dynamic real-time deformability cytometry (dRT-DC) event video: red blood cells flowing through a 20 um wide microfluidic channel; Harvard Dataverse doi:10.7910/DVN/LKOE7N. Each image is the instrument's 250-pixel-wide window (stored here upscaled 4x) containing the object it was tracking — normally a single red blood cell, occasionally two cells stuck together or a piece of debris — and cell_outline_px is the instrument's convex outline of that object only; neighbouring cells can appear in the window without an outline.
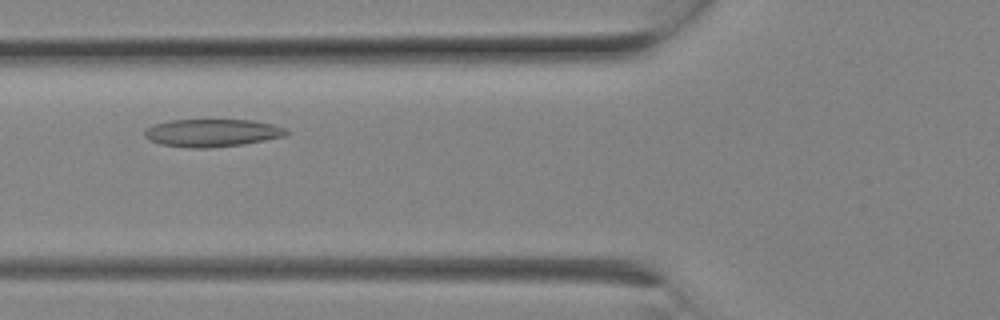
{"species": "Egyptian fruit bat (a non-hibernating species)", "species_latin": "Rousettus aegyptiacus", "temperature_condition": "room temperature", "stored_images_in_passage": 7, "camera_frame_rate_fps": 3000, "um_per_image_px": 0.085, "animal": {"sex": "female"}, "frame": {"image": 1, "passage_image": 6, "time_ms": 1.667, "image_size_px": [1000, 320], "cell_outline_px": [[292, 132], [284, 136], [244, 144], [208, 148], [188, 148], [160, 144], [148, 140], [144, 136], [144, 132], [152, 124], [172, 120], [252, 120], [272, 124], [288, 128]], "centroid_in_image_um": [18.04, 11.29], "position_along_channel_um": 107.8, "area_um2": 23.06}}
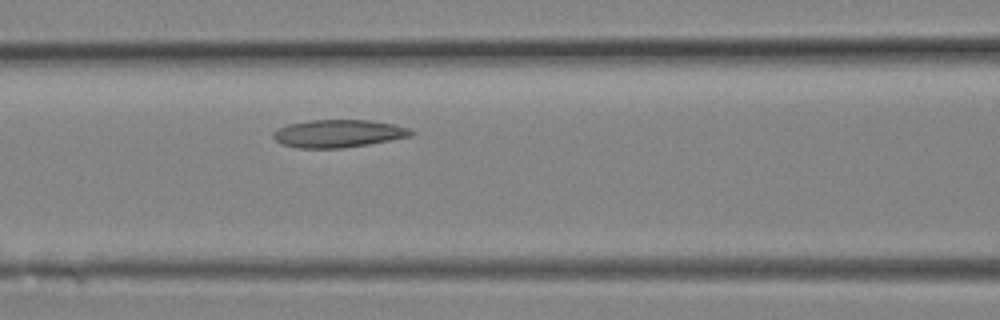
{"frame": {"image": 2, "passage_image": 7, "time_ms": 2.0, "image_size_px": [1000, 320], "cell_outline_px": [[416, 132], [412, 136], [368, 144], [344, 148], [296, 148], [280, 144], [272, 136], [272, 132], [276, 128], [288, 124], [308, 120], [368, 120], [392, 124], [408, 128]], "centroid_in_image_um": [28.71, 11.35], "position_along_channel_um": 137.9, "area_um2": 22.43}}